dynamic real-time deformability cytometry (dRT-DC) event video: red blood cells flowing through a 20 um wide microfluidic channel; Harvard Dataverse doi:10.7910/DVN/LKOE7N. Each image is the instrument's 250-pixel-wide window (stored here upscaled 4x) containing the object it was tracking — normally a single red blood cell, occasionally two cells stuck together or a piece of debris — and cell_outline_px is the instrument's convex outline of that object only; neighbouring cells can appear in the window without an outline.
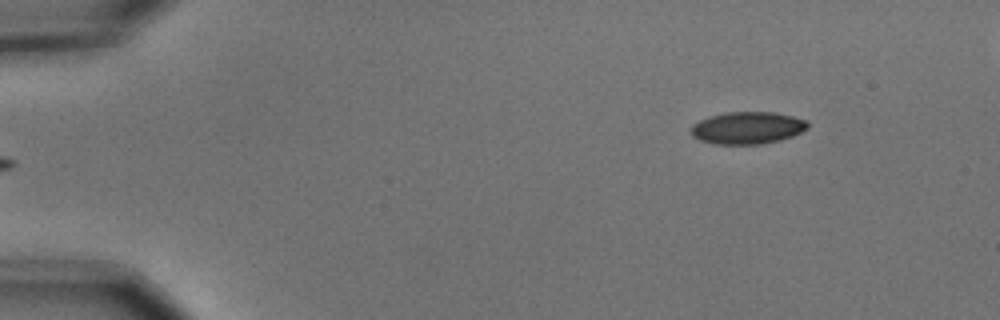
{"species": "common noctule bat (a hibernating species)", "species_latin": "Nyctalus noctula", "temperature_condition": "cold", "stored_images_in_passage": 6, "segment_of_instrument_passage": [2, 2], "camera_frame_rate_fps": 3000, "um_per_image_px": 0.085, "animal": {"sex": "male", "body_mass_g": 15.6}, "frame": {"image": 1, "passage_image": 6, "time_ms": 1.667, "image_size_px": [1000, 320], "cell_outline_px": [[808, 128], [792, 136], [780, 140], [760, 144], [712, 144], [700, 140], [692, 136], [692, 124], [708, 116], [728, 112], [772, 112], [792, 116], [808, 120]], "centroid_in_image_um": [63.53, 10.87], "position_along_channel_um": 21.5, "area_um2": 21.91}}